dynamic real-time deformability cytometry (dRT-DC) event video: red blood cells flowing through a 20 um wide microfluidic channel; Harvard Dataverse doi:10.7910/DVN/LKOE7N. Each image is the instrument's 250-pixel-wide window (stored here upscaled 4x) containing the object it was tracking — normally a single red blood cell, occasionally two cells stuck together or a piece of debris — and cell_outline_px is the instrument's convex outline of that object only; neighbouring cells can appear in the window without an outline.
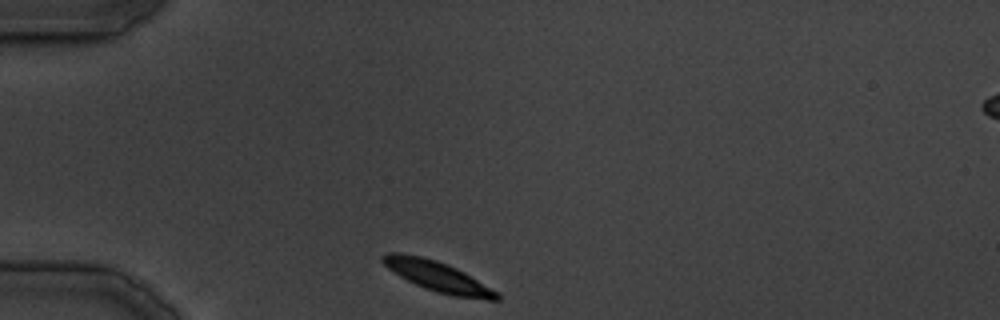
{"species": "common noctule bat (a hibernating species)", "species_latin": "Nyctalus noctula", "temperature_condition": "cold", "stored_images_in_passage": 32, "camera_frame_rate_fps": 3000, "um_per_image_px": 0.085, "animal": {"sex": "male", "body_mass_g": 19.5, "forearm_length_mm": 54.6}, "frame": {"image": 1, "passage_image": 1, "time_ms": 0.0, "image_size_px": [1000, 320], "cell_outline_px": [[500, 300], [488, 300], [452, 296], [436, 292], [424, 288], [400, 276], [388, 268], [380, 260], [380, 256], [388, 252], [400, 252], [424, 256], [448, 264], [464, 272], [496, 292], [500, 296]], "centroid_in_image_um": [37.15, 23.48], "position_along_channel_um": 47.8, "area_um2": 20.06}}
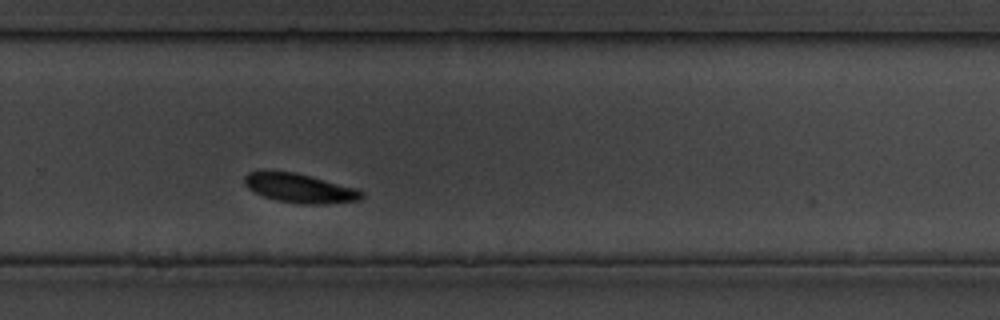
{"frame": {"image": 2, "passage_image": 19, "time_ms": 20.667, "image_size_px": [1000, 320], "cell_outline_px": [[364, 196], [360, 200], [328, 204], [304, 204], [276, 200], [264, 196], [248, 188], [244, 184], [244, 176], [248, 172], [264, 168], [296, 172], [356, 188], [364, 192]], "centroid_in_image_um": [25.43, 15.96], "position_along_channel_um": 304.4, "area_um2": 20.4}}
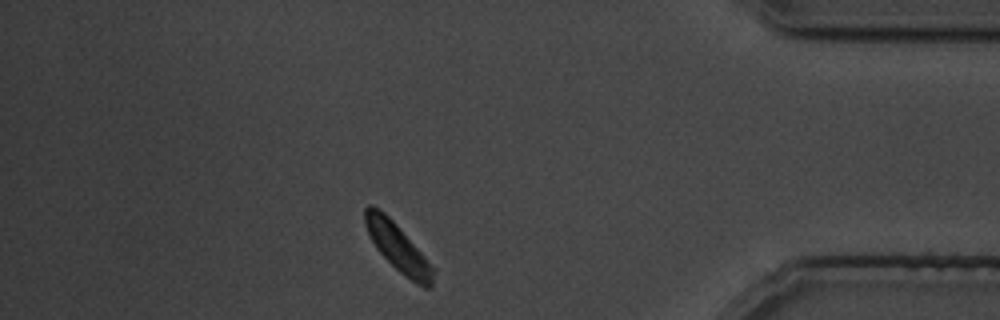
{"frame": {"image": 3, "passage_image": 27, "time_ms": 30.0, "image_size_px": [1000, 320], "cell_outline_px": [[436, 268], [432, 288], [424, 288], [416, 284], [404, 276], [376, 248], [368, 236], [364, 224], [364, 208], [368, 204], [372, 204], [384, 212], [396, 224]], "centroid_in_image_um": [33.84, 21.05], "position_along_channel_um": 401.4, "area_um2": 19.25}}